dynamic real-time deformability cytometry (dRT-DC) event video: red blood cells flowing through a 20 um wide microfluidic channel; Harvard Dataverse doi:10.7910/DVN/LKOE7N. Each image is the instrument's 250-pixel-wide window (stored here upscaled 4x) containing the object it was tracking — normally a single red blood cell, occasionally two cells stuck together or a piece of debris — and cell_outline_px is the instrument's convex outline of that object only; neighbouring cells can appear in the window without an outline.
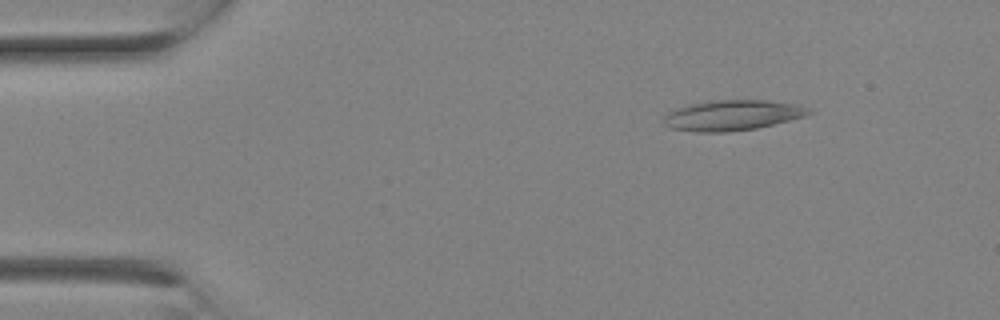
{"species": "Egyptian fruit bat (a non-hibernating species)", "species_latin": "Rousettus aegyptiacus", "temperature_condition": "room temperature", "stored_images_in_passage": 6, "camera_frame_rate_fps": 3000, "um_per_image_px": 0.085, "animal": {"sex": "female"}, "frame": {"image": 1, "passage_image": 2, "time_ms": 0.333, "image_size_px": [1000, 320], "cell_outline_px": [[812, 112], [804, 116], [756, 128], [728, 132], [696, 132], [668, 128], [664, 124], [664, 116], [676, 108], [692, 104], [712, 100], [768, 100], [792, 104], [808, 108]], "centroid_in_image_um": [62.19, 9.8], "position_along_channel_um": 22.8, "area_um2": 25.37}}
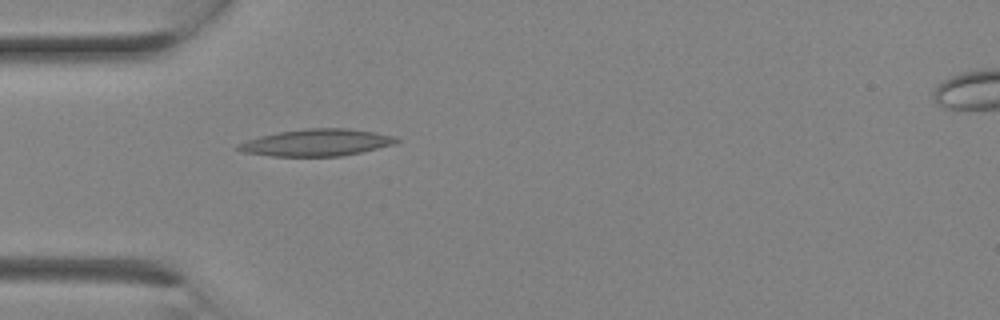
{"frame": {"image": 2, "passage_image": 6, "time_ms": 1.667, "image_size_px": [1000, 320], "cell_outline_px": [[400, 140], [396, 144], [360, 152], [340, 156], [272, 156], [244, 152], [236, 148], [236, 144], [260, 136], [280, 132], [304, 128], [348, 128], [376, 132], [396, 136]], "centroid_in_image_um": [26.96, 12.11], "position_along_channel_um": 58.0, "area_um2": 24.8}}